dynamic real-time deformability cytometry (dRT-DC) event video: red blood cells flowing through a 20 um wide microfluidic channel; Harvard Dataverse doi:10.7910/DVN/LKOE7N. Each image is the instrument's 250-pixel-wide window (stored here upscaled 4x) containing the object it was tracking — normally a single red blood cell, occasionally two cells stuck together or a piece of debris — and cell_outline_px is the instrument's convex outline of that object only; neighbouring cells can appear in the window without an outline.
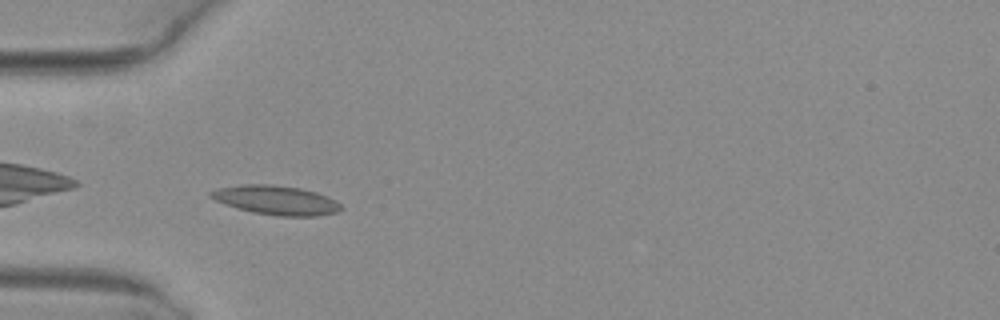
{"species": "common noctule bat (a hibernating species)", "species_latin": "Nyctalus noctula", "temperature_condition": "warm", "stored_images_in_passage": 36, "camera_frame_rate_fps": 3000, "um_per_image_px": 0.085, "animal": {"sex": "female", "body_mass_g": 29.2, "forearm_length_mm": 56.3}, "frame": {"image": 1, "passage_image": 1, "time_ms": 0.0, "image_size_px": [1000, 320], "cell_outline_px": [[344, 208], [336, 212], [316, 216], [276, 216], [252, 212], [224, 204], [208, 196], [208, 192], [216, 188], [244, 184], [272, 184], [300, 188], [316, 192], [328, 196], [336, 200]], "centroid_in_image_um": [23.46, 17.01], "position_along_channel_um": 61.5, "area_um2": 22.31}}
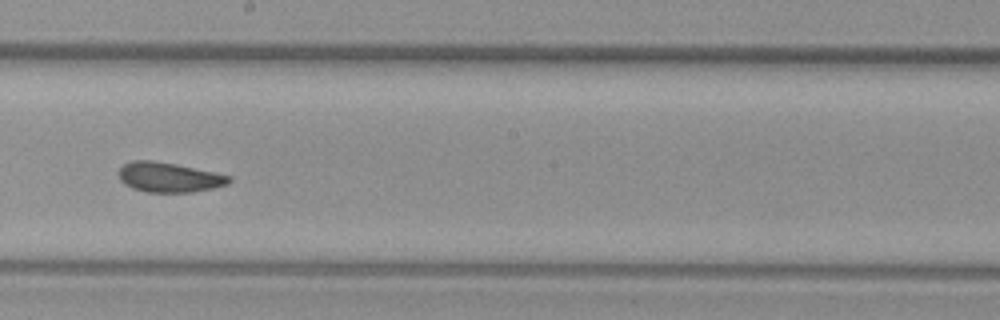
{"frame": {"image": 2, "passage_image": 14, "time_ms": 4.333, "image_size_px": [1000, 320], "cell_outline_px": [[232, 180], [228, 184], [212, 188], [192, 192], [148, 192], [132, 188], [124, 184], [120, 180], [116, 172], [124, 164], [132, 160], [152, 160], [176, 164], [232, 176]], "centroid_in_image_um": [14.33, 15.06], "position_along_channel_um": 233.9, "area_um2": 19.25}}
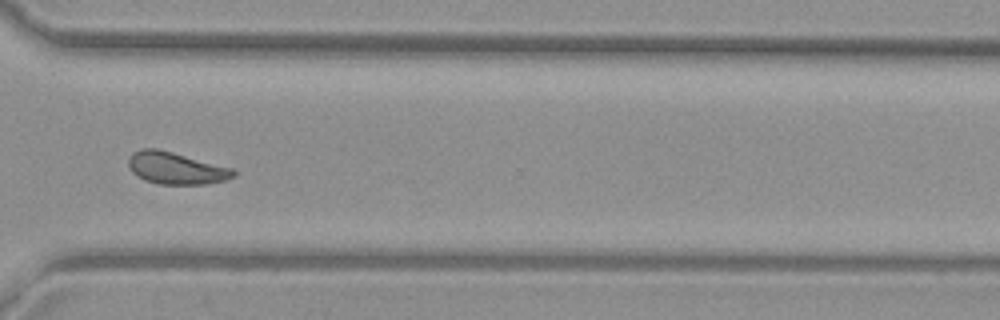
{"frame": {"image": 3, "passage_image": 23, "time_ms": 7.333, "image_size_px": [1000, 320], "cell_outline_px": [[236, 176], [224, 180], [204, 184], [160, 184], [144, 180], [136, 176], [128, 168], [128, 156], [132, 152], [140, 148], [156, 148], [172, 152], [232, 168], [236, 172]], "centroid_in_image_um": [14.9, 14.29], "position_along_channel_um": 355.7, "area_um2": 19.65}, "authors_computed_cell_mechanics": {"area_um2": 19.5364, "velocity_mm_per_s": 4.0515, "shape_relaxation_time_tau1_ms": 6.2352, "shape_relaxation_time_tau2_ms": 1.0099, "deformation_change_tau1": 0.1475, "deformation_change_tau2": 0.0687}}